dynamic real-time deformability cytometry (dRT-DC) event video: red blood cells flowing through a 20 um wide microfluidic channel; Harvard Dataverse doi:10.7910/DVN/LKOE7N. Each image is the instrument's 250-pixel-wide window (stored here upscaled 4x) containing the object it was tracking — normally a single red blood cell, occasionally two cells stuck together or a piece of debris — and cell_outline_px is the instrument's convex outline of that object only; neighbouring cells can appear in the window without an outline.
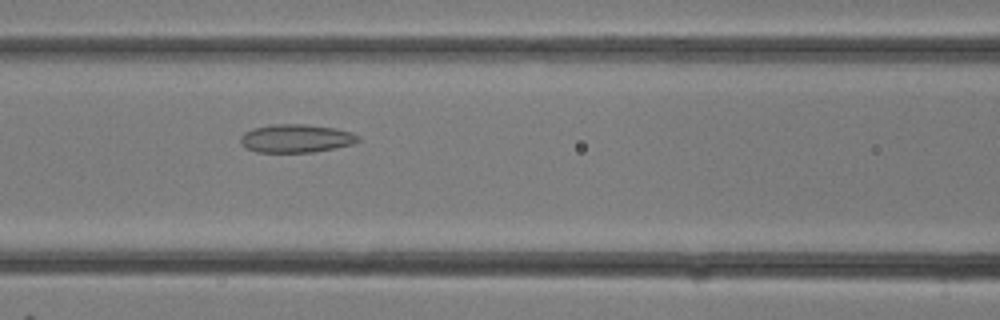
{"species": "common noctule bat (a hibernating species)", "species_latin": "Nyctalus noctula", "temperature_condition": "room temperature", "stored_images_in_passage": 11, "camera_frame_rate_fps": 3000, "um_per_image_px": 0.085, "animal": {"sex": "female"}, "frame": {"image": 1, "passage_image": 4, "time_ms": 1.0, "image_size_px": [1000, 320], "cell_outline_px": [[360, 140], [352, 144], [312, 152], [256, 152], [244, 148], [240, 144], [240, 136], [244, 132], [252, 128], [272, 124], [304, 124], [336, 128], [352, 132], [360, 136]], "centroid_in_image_um": [25.12, 11.76], "position_along_channel_um": 141.5, "area_um2": 19.54}}
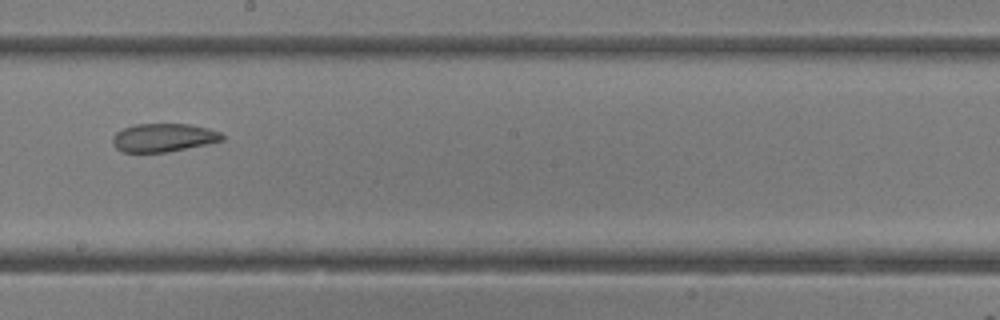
{"frame": {"image": 2, "passage_image": 8, "time_ms": 2.333, "image_size_px": [1000, 320], "cell_outline_px": [[224, 140], [208, 144], [168, 152], [124, 152], [116, 148], [112, 144], [112, 136], [116, 132], [124, 128], [136, 124], [188, 124], [208, 128], [220, 132], [224, 136]], "centroid_in_image_um": [13.9, 11.7], "position_along_channel_um": 234.3, "area_um2": 18.15}}
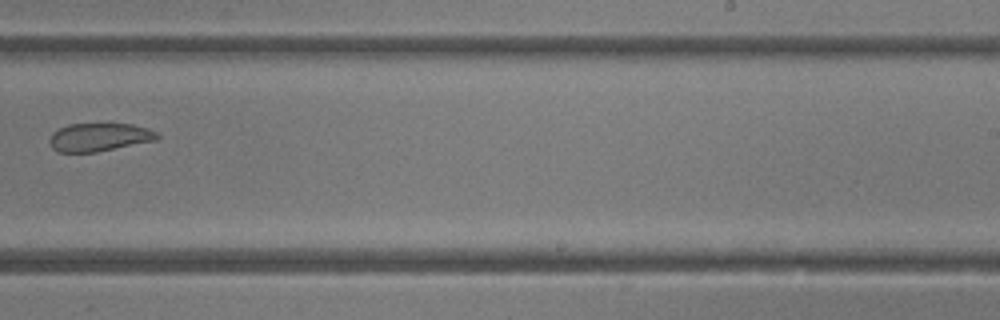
{"frame": {"image": 3, "passage_image": 10, "time_ms": 3.0, "image_size_px": [1000, 320], "cell_outline_px": [[160, 136], [156, 140], [96, 152], [56, 152], [52, 148], [48, 140], [52, 132], [68, 124], [132, 124], [148, 128], [156, 132]], "centroid_in_image_um": [8.4, 11.66], "position_along_channel_um": 280.6, "area_um2": 17.69}}